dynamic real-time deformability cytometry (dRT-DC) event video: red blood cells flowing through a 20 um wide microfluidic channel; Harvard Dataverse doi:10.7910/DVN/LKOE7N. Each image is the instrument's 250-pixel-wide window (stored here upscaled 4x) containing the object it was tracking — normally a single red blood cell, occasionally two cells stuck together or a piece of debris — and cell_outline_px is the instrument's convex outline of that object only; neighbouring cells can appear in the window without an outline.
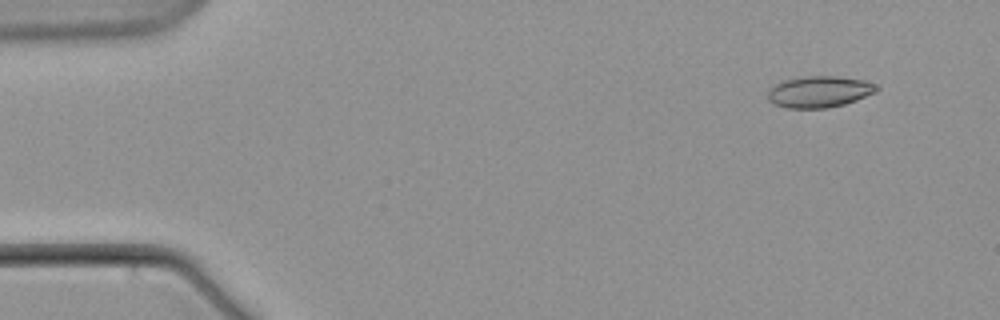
{"species": "common noctule bat (a hibernating species)", "species_latin": "Nyctalus noctula", "temperature_condition": "warm", "stored_images_in_passage": 5, "camera_frame_rate_fps": 3000, "um_per_image_px": 0.085, "animal": {"sex": "male", "body_mass_g": 21.5, "forearm_length_mm": 52.0}, "frame": {"image": 1, "passage_image": 2, "time_ms": 1.333, "image_size_px": [1000, 320], "cell_outline_px": [[880, 88], [876, 92], [856, 100], [844, 104], [828, 108], [788, 108], [776, 104], [768, 100], [768, 88], [784, 80], [804, 76], [836, 76], [864, 80], [880, 84]], "centroid_in_image_um": [69.68, 7.79], "position_along_channel_um": 15.3, "area_um2": 20.06}}